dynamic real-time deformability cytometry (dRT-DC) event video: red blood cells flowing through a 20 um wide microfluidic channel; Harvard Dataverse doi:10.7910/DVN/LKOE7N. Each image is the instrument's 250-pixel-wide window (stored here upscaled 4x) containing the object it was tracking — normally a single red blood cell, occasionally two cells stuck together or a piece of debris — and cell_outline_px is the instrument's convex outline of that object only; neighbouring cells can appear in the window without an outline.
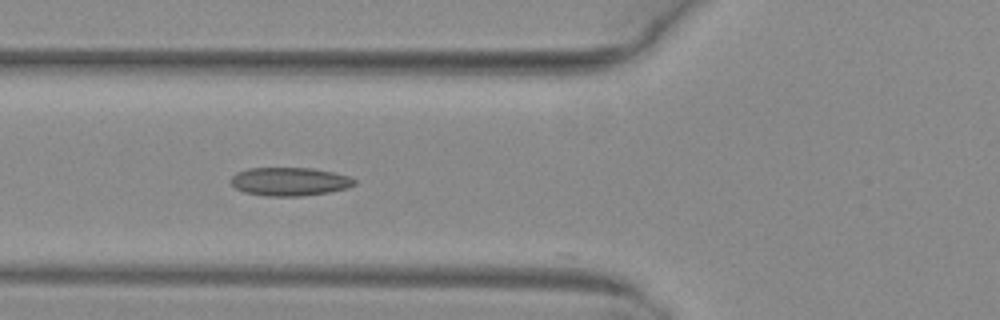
{"species": "common noctule bat (a hibernating species)", "species_latin": "Nyctalus noctula", "temperature_condition": "warm", "stored_images_in_passage": 6, "camera_frame_rate_fps": 3000, "um_per_image_px": 0.085, "animal": {"sex": "female", "body_mass_g": 29.2, "forearm_length_mm": 56.3}, "frame": {"image": 1, "passage_image": 6, "time_ms": 1.667, "image_size_px": [1000, 320], "cell_outline_px": [[356, 184], [348, 188], [328, 192], [300, 196], [268, 196], [244, 192], [236, 188], [228, 180], [236, 172], [248, 168], [312, 168], [332, 172], [348, 176], [356, 180]], "centroid_in_image_um": [24.6, 15.43], "position_along_channel_um": 101.2, "area_um2": 20.46}}